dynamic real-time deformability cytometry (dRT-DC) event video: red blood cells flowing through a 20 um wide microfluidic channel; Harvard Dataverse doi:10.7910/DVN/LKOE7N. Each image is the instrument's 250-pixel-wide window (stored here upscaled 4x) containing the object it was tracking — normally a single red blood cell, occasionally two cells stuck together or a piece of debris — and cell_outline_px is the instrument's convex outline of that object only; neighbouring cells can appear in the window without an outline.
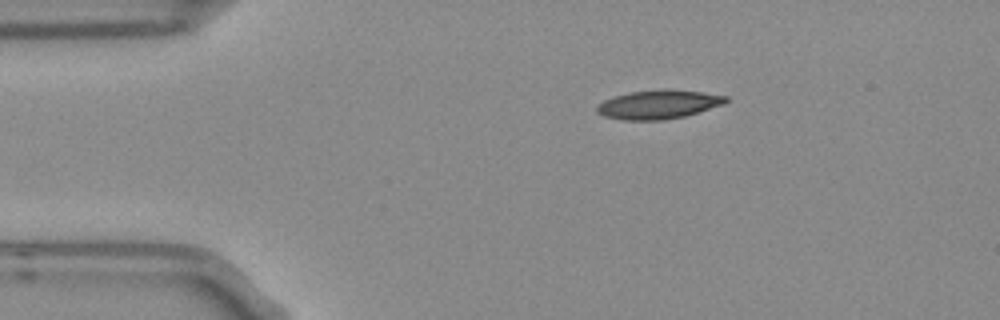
{"species": "Egyptian fruit bat (a non-hibernating species)", "species_latin": "Rousettus aegyptiacus", "temperature_condition": "room temperature", "stored_images_in_passage": 5, "segment_of_instrument_passage": [2, 2], "camera_frame_rate_fps": 3000, "um_per_image_px": 0.085, "frame": {"image": 1, "passage_image": 5, "time_ms": 1.333, "image_size_px": [1000, 320], "cell_outline_px": [[728, 100], [724, 104], [684, 116], [664, 120], [624, 120], [604, 116], [596, 112], [596, 108], [604, 100], [628, 92], [704, 92], [728, 96]], "centroid_in_image_um": [55.96, 8.93], "position_along_channel_um": 29.0, "area_um2": 20.63}}